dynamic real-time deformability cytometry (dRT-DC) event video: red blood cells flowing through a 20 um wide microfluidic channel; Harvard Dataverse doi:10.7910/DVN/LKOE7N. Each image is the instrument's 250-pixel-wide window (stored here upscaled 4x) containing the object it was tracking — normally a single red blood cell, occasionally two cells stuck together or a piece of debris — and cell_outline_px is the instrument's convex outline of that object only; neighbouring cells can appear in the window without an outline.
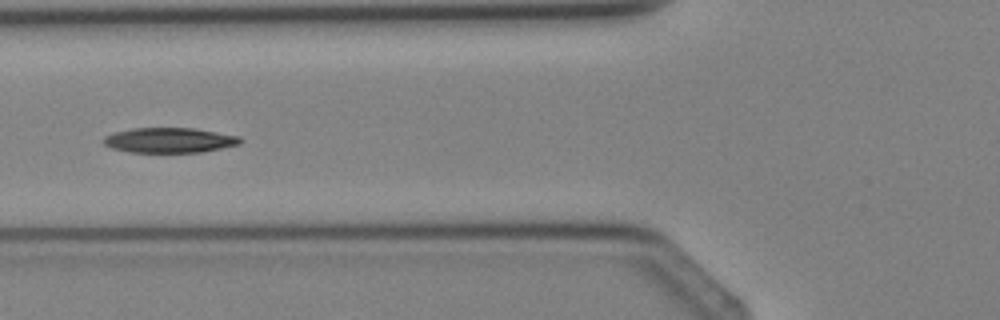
{"species": "Egyptian fruit bat (a non-hibernating species)", "species_latin": "Rousettus aegyptiacus", "temperature_condition": "cold", "stored_images_in_passage": 4, "camera_frame_rate_fps": 3000, "um_per_image_px": 0.085, "animal": {"sex": "female"}, "frame": {"image": 1, "passage_image": 4, "time_ms": 3.333, "image_size_px": [1000, 320], "cell_outline_px": [[244, 140], [240, 144], [200, 152], [132, 152], [112, 148], [104, 144], [104, 136], [116, 132], [132, 128], [192, 128], [240, 136]], "centroid_in_image_um": [14.43, 11.91], "position_along_channel_um": 111.4, "area_um2": 19.77}}